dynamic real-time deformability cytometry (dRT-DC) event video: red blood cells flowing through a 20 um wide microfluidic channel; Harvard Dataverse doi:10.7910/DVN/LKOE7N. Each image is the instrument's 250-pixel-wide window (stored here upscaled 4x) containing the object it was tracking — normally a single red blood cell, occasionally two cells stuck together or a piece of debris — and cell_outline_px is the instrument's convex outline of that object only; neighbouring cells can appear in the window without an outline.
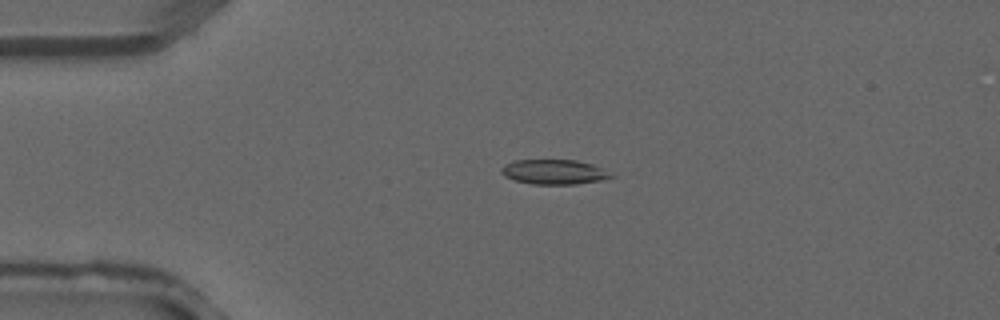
{"species": "common noctule bat (a hibernating species)", "species_latin": "Nyctalus noctula", "temperature_condition": "warm", "stored_images_in_passage": 3, "camera_frame_rate_fps": 3000, "um_per_image_px": 0.085, "animal": {"sex": "male", "forearm_length_mm": 52.5}, "frame": {"image": 1, "passage_image": 2, "time_ms": 0.333, "image_size_px": [1000, 320], "cell_outline_px": [[616, 176], [604, 180], [576, 184], [532, 184], [516, 180], [504, 176], [500, 172], [500, 168], [504, 164], [512, 160], [576, 160], [592, 164]], "centroid_in_image_um": [47.07, 14.61], "position_along_channel_um": 37.9, "area_um2": 15.9}}